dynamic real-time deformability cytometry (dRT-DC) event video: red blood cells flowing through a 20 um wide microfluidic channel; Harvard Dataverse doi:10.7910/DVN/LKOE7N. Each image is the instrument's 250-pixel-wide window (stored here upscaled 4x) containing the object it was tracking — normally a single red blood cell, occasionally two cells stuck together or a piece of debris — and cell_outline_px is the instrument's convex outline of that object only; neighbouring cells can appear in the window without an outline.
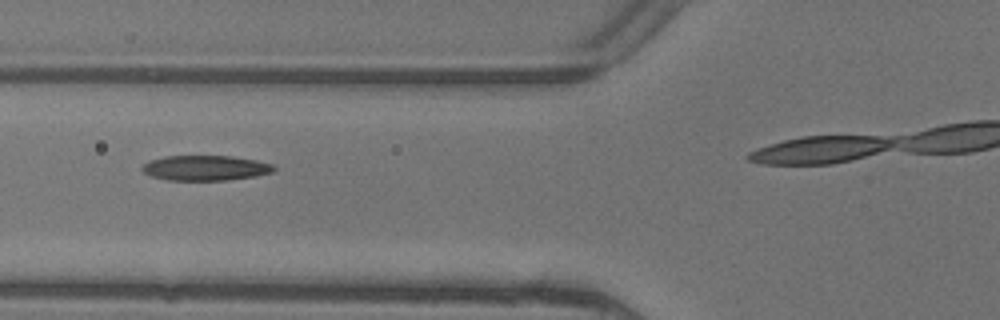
{"species": "common noctule bat (a hibernating species)", "species_latin": "Nyctalus noctula", "temperature_condition": "warm", "stored_images_in_passage": 5, "segment_of_instrument_passage": [1, 2], "camera_frame_rate_fps": 3000, "um_per_image_px": 0.085, "animal": {"sex": "female"}, "frame": {"image": 1, "passage_image": 4, "time_ms": 1.0, "image_size_px": [1000, 320], "cell_outline_px": [[276, 168], [272, 172], [256, 176], [228, 180], [168, 180], [152, 176], [144, 172], [140, 168], [148, 160], [164, 156], [232, 156], [256, 160], [272, 164]], "centroid_in_image_um": [17.45, 14.27], "position_along_channel_um": 108.4, "area_um2": 19.31}}